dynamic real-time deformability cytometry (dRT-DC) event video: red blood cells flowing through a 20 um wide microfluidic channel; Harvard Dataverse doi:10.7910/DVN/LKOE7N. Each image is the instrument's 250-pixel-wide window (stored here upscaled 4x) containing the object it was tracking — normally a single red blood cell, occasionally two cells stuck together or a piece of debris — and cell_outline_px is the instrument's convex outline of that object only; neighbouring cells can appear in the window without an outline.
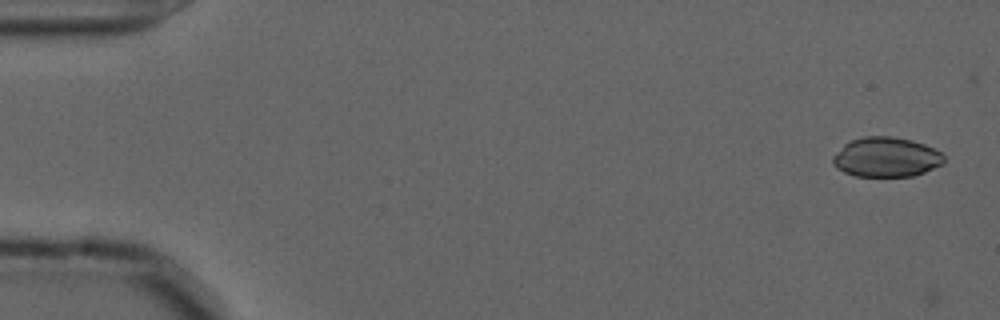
{"species": "common noctule bat (a hibernating species)", "species_latin": "Nyctalus noctula", "temperature_condition": "cold", "stored_images_in_passage": 3, "camera_frame_rate_fps": 3000, "um_per_image_px": 0.085, "animal": {"sex": "male", "forearm_length_mm": 52.5}, "frame": {"image": 1, "passage_image": 2, "time_ms": 0.333, "image_size_px": [1000, 320], "cell_outline_px": [[944, 164], [924, 172], [912, 176], [856, 176], [844, 172], [836, 168], [832, 164], [832, 156], [844, 144], [852, 140], [864, 136], [892, 136], [912, 140], [924, 144], [940, 152], [944, 156]], "centroid_in_image_um": [75.31, 13.35], "position_along_channel_um": 9.7, "area_um2": 25.78}}